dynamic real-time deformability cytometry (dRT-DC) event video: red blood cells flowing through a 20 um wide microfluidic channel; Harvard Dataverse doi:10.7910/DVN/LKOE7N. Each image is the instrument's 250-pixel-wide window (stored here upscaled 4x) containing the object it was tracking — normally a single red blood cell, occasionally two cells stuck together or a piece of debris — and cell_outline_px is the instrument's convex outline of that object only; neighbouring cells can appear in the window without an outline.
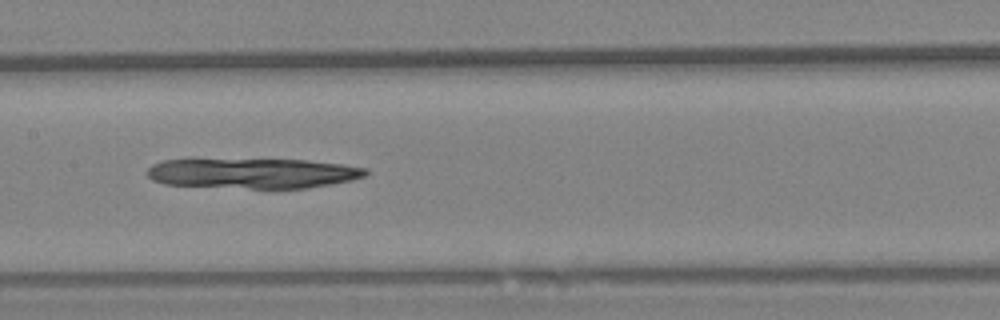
{"species": "Egyptian fruit bat (a non-hibernating species)", "species_latin": "Rousettus aegyptiacus", "temperature_condition": "warm", "stored_images_in_passage": 34, "camera_frame_rate_fps": 3000, "um_per_image_px": 0.085, "animal": {"sex": "female"}, "frame": {"image": 1, "passage_image": 11, "time_ms": 3.333, "image_size_px": [1000, 320], "cell_outline_px": [[368, 172], [364, 176], [352, 180], [332, 184], [308, 188], [248, 188], [164, 184], [152, 180], [148, 176], [148, 168], [152, 164], [160, 160], [304, 160], [340, 164], [368, 168]], "centroid_in_image_um": [21.51, 14.73], "position_along_channel_um": 185.9, "area_um2": 37.97}}